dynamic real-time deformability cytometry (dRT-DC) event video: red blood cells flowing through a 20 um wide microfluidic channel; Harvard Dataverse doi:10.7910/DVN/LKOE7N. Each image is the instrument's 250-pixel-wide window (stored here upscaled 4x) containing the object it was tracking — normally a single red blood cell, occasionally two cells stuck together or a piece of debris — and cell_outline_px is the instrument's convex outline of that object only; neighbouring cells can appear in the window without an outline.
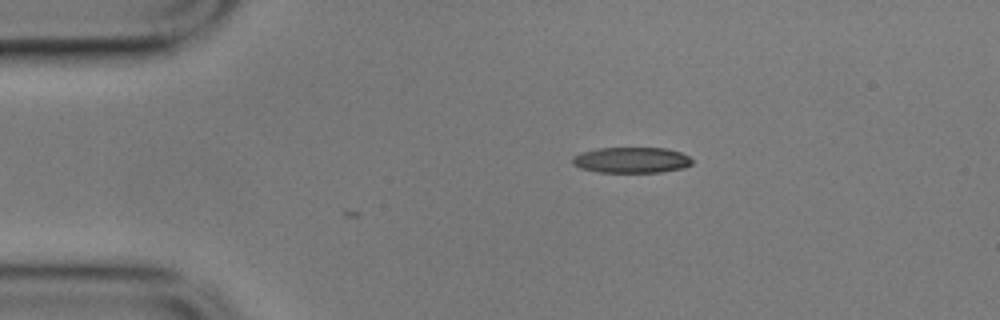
{"species": "common noctule bat (a hibernating species)", "species_latin": "Nyctalus noctula", "temperature_condition": "cold", "stored_images_in_passage": 2, "camera_frame_rate_fps": 3000, "um_per_image_px": 0.085, "animal": {"sex": "male", "body_mass_g": 17.9}, "frame": {"image": 1, "passage_image": 1, "time_ms": 0.0, "image_size_px": [1000, 320], "cell_outline_px": [[692, 164], [684, 168], [660, 172], [600, 172], [580, 168], [572, 164], [572, 156], [596, 148], [664, 148], [680, 152], [688, 156], [692, 160]], "centroid_in_image_um": [53.67, 13.61], "position_along_channel_um": 31.3, "area_um2": 17.92}}